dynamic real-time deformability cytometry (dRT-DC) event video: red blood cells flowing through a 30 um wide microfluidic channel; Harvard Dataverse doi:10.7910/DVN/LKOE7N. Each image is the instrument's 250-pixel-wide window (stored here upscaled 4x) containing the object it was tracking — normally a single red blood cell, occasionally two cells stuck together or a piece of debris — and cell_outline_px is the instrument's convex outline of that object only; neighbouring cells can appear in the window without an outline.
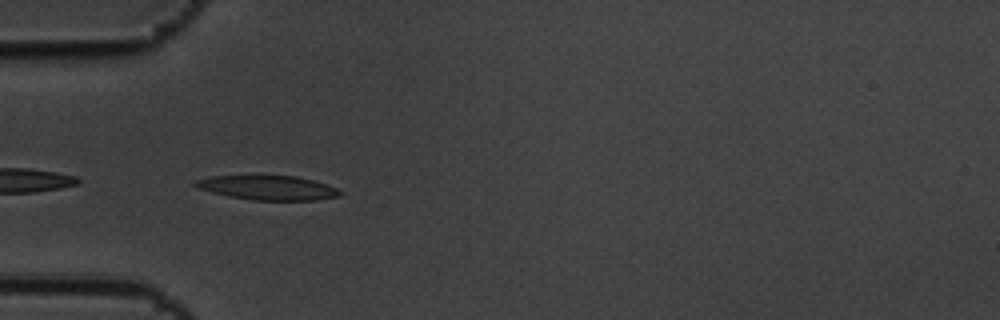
{"species": "common noctule bat (a hibernating species)", "species_latin": "Nyctalus noctula", "temperature_condition": "cold", "stored_images_in_passage": 27, "camera_frame_rate_fps": 3000, "um_per_image_px": 0.085, "animal": {"sex": "male", "body_mass_g": 19.5, "forearm_length_mm": 54.6}, "frame": {"image": 1, "passage_image": 2, "time_ms": 0.333, "image_size_px": [1000, 320], "cell_outline_px": [[344, 192], [340, 196], [316, 200], [252, 200], [228, 196], [212, 192], [200, 188], [192, 184], [196, 180], [212, 176], [296, 176], [328, 184]], "centroid_in_image_um": [22.82, 15.96], "position_along_channel_um": 62.2, "area_um2": 20.4}}
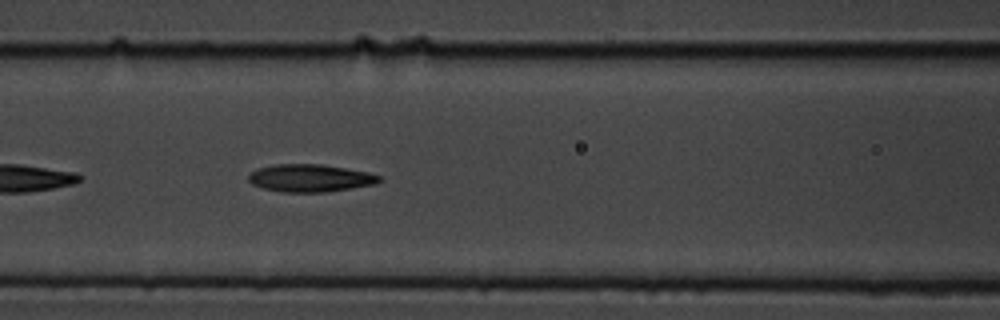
{"frame": {"image": 2, "passage_image": 9, "time_ms": 2.667, "image_size_px": [1000, 320], "cell_outline_px": [[380, 180], [376, 184], [328, 192], [280, 192], [264, 188], [252, 184], [248, 180], [248, 176], [252, 172], [260, 168], [276, 164], [320, 164], [368, 172], [380, 176]], "centroid_in_image_um": [26.37, 15.14], "position_along_channel_um": 140.2, "area_um2": 20.87}}
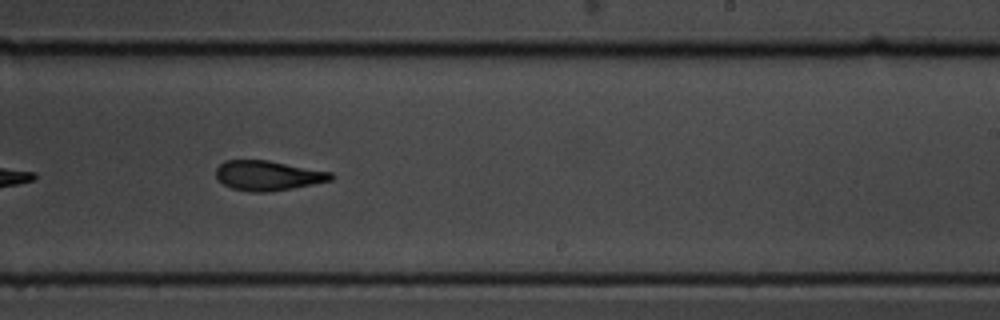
{"frame": {"image": 3, "passage_image": 20, "time_ms": 6.333, "image_size_px": [1000, 320], "cell_outline_px": [[332, 180], [292, 188], [264, 192], [252, 192], [232, 188], [224, 184], [216, 176], [216, 168], [224, 160], [268, 160], [332, 172]], "centroid_in_image_um": [22.76, 14.91], "position_along_channel_um": 266.2, "area_um2": 19.77}}